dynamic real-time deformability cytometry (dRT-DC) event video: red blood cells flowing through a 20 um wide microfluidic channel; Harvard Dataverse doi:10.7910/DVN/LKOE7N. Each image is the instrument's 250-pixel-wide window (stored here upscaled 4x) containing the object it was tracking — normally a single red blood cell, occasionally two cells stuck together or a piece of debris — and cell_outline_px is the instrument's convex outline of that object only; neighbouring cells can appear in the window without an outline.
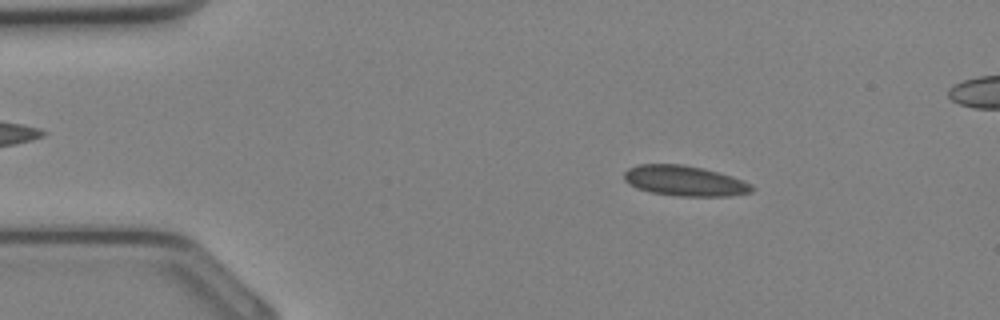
{"species": "Egyptian fruit bat (a non-hibernating species)", "species_latin": "Rousettus aegyptiacus", "temperature_condition": "cold", "stored_images_in_passage": 34, "segment_of_instrument_passage": [1, 2], "camera_frame_rate_fps": 3000, "um_per_image_px": 0.085, "animal": {"sex": "female"}, "frame": {"image": 1, "passage_image": 5, "time_ms": 1.333, "image_size_px": [1000, 320], "cell_outline_px": [[756, 188], [752, 192], [732, 196], [676, 196], [652, 192], [636, 188], [624, 180], [624, 172], [628, 168], [640, 164], [680, 164], [704, 168], [732, 176], [752, 184]], "centroid_in_image_um": [58.22, 15.37], "position_along_channel_um": 26.8, "area_um2": 22.72}}
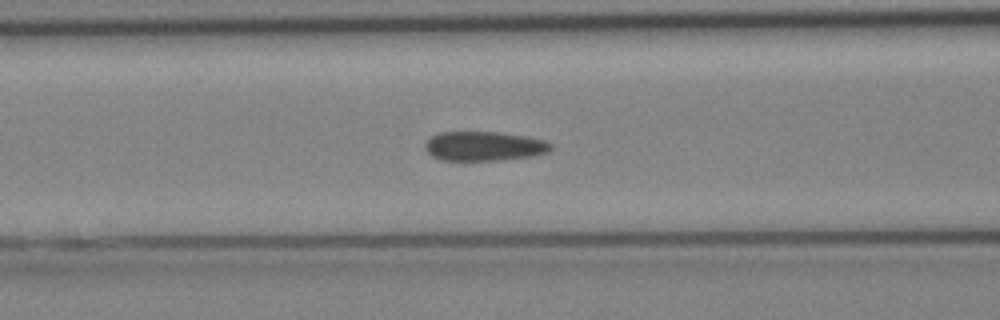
{"frame": {"image": 2, "passage_image": 13, "time_ms": 4.0, "image_size_px": [1000, 320], "cell_outline_px": [[552, 148], [548, 152], [532, 156], [500, 160], [444, 160], [432, 156], [424, 148], [424, 144], [432, 136], [440, 132], [500, 132], [524, 136], [544, 140], [552, 144]], "centroid_in_image_um": [41.15, 12.42], "position_along_channel_um": 125.5, "area_um2": 21.44}}
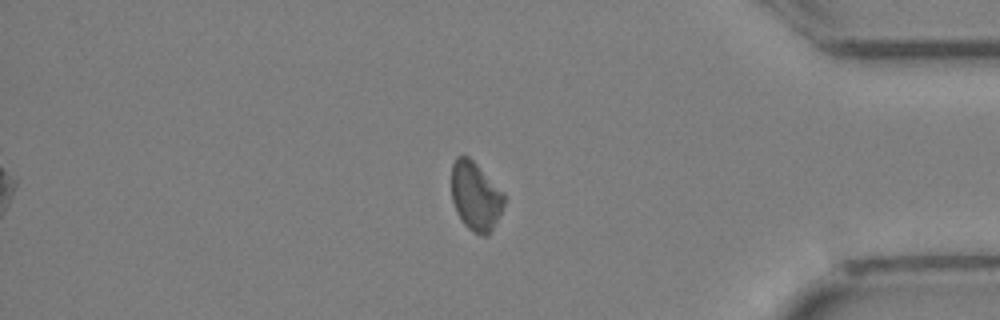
{"frame": {"image": 3, "passage_image": 28, "time_ms": 9.0, "image_size_px": [1000, 320], "cell_outline_px": [[504, 204], [488, 236], [480, 236], [472, 232], [464, 224], [456, 212], [452, 200], [452, 164], [456, 156], [468, 156], [504, 192]], "centroid_in_image_um": [40.4, 16.69], "position_along_channel_um": 394.8, "area_um2": 20.92}}